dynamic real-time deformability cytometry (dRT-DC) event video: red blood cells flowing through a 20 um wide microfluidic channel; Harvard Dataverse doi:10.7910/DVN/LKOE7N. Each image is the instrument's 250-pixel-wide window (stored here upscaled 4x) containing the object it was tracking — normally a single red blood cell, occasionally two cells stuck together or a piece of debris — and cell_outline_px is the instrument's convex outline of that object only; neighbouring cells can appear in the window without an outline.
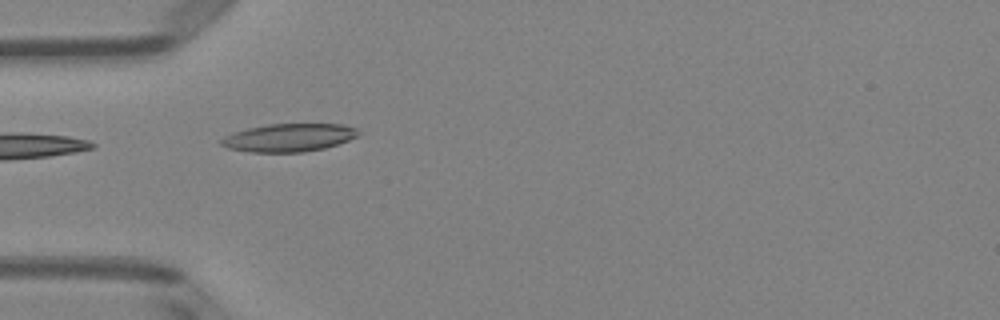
{"species": "Egyptian fruit bat (a non-hibernating species)", "species_latin": "Rousettus aegyptiacus", "temperature_condition": "room temperature", "stored_images_in_passage": 4, "camera_frame_rate_fps": 3000, "um_per_image_px": 0.085, "animal": {"sex": "female"}, "frame": {"image": 1, "passage_image": 1, "time_ms": 0.0, "image_size_px": [1000, 320], "cell_outline_px": [[360, 136], [324, 148], [304, 152], [252, 152], [228, 148], [220, 144], [220, 140], [224, 136], [248, 128], [268, 124], [344, 124], [356, 128], [360, 132]], "centroid_in_image_um": [24.58, 11.69], "position_along_channel_um": 60.4, "area_um2": 22.31}}